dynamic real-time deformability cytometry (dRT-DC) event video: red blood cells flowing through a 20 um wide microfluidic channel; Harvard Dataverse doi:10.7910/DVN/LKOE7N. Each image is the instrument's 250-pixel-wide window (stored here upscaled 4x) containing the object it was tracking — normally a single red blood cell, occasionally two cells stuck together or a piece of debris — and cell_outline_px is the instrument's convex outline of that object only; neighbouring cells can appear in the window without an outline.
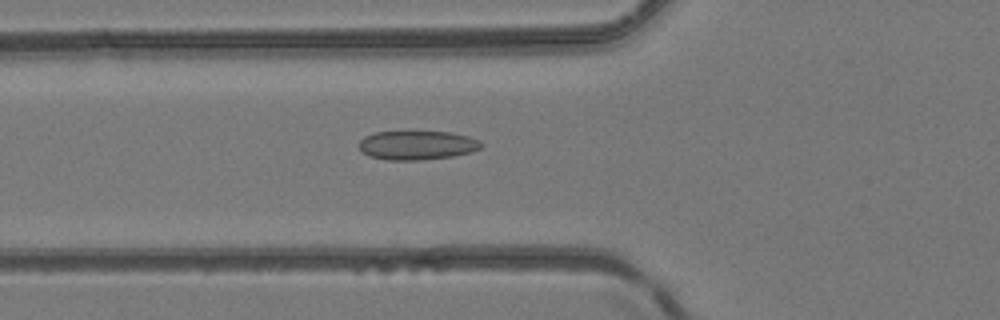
{"species": "common noctule bat (a hibernating species)", "species_latin": "Nyctalus noctula", "temperature_condition": "room temperature", "stored_images_in_passage": 47, "camera_frame_rate_fps": 3000, "um_per_image_px": 0.085, "animal": {"sex": "female", "body_mass_g": 24.6, "forearm_length_mm": 56.2}, "frame": {"image": 1, "passage_image": 18, "time_ms": 5.667, "image_size_px": [1000, 320], "cell_outline_px": [[484, 144], [480, 148], [472, 152], [452, 156], [416, 160], [388, 160], [368, 156], [360, 152], [360, 140], [364, 136], [376, 132], [452, 132], [468, 136], [480, 140]], "centroid_in_image_um": [35.45, 12.34], "position_along_channel_um": 90.3, "area_um2": 20.69}}
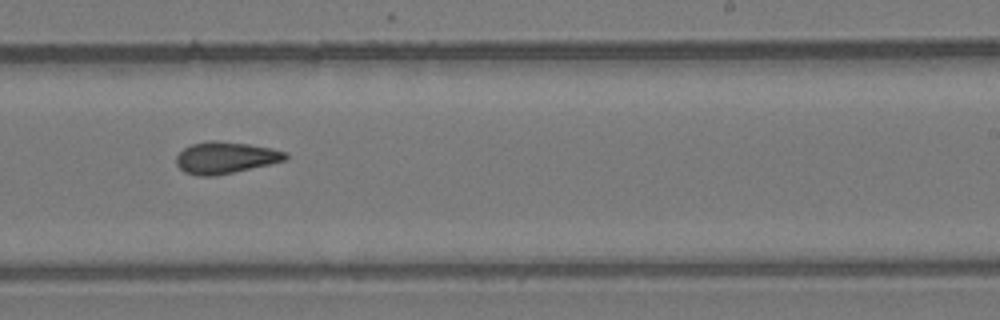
{"frame": {"image": 2, "passage_image": 30, "time_ms": 9.667, "image_size_px": [1000, 320], "cell_outline_px": [[288, 156], [284, 160], [268, 164], [216, 176], [196, 176], [184, 172], [176, 164], [176, 156], [184, 148], [192, 144], [212, 140], [216, 140], [248, 144], [288, 152]], "centroid_in_image_um": [19.12, 13.41], "position_along_channel_um": 269.9, "area_um2": 20.0}}
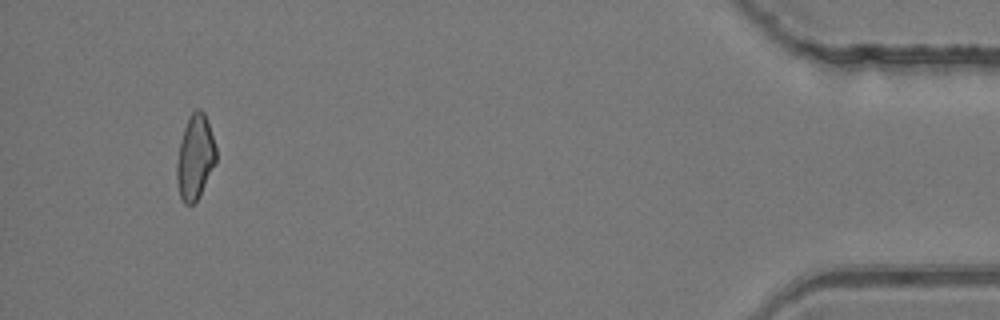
{"frame": {"image": 3, "passage_image": 45, "time_ms": 14.667, "image_size_px": [1000, 320], "cell_outline_px": [[216, 164], [200, 196], [192, 204], [184, 204], [180, 196], [176, 180], [176, 164], [180, 140], [188, 116], [196, 108], [200, 108], [204, 112], [216, 148]], "centroid_in_image_um": [16.58, 13.37], "position_along_channel_um": 418.6, "area_um2": 19.54}}